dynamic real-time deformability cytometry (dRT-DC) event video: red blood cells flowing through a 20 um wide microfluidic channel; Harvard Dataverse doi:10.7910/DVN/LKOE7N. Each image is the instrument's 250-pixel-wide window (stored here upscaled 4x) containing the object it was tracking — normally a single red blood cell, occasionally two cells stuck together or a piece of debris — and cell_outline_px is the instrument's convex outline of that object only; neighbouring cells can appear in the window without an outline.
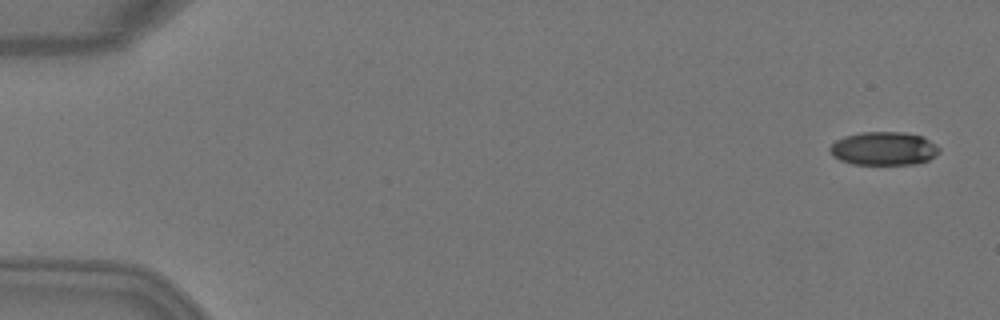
{"species": "Egyptian fruit bat (a non-hibernating species)", "species_latin": "Rousettus aegyptiacus", "temperature_condition": "warm", "stored_images_in_passage": 3, "segment_of_instrument_passage": [2, 2], "camera_frame_rate_fps": 3000, "um_per_image_px": 0.085, "animal": {"sex": "female"}, "frame": {"image": 1, "passage_image": 3, "time_ms": 0.667, "image_size_px": [1000, 320], "cell_outline_px": [[940, 152], [936, 156], [928, 160], [916, 164], [852, 164], [840, 160], [832, 156], [828, 148], [836, 140], [844, 136], [860, 132], [904, 132], [924, 136], [936, 144], [940, 148]], "centroid_in_image_um": [75.14, 12.62], "position_along_channel_um": 9.9, "area_um2": 21.56}}